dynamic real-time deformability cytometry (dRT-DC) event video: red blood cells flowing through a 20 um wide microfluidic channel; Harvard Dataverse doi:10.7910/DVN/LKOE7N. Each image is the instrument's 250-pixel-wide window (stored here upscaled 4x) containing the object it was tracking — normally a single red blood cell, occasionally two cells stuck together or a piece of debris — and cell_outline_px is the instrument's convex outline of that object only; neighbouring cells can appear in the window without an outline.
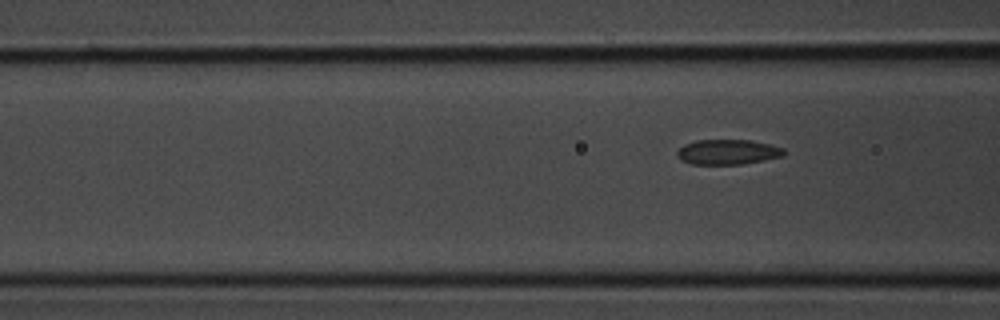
{"species": "common noctule bat (a hibernating species)", "species_latin": "Nyctalus noctula", "temperature_condition": "room temperature", "stored_images_in_passage": 4, "camera_frame_rate_fps": 3000, "um_per_image_px": 0.085, "animal": {"sex": "male", "body_mass_g": 20.1, "forearm_length_mm": 53.5}, "frame": {"image": 1, "passage_image": 4, "time_ms": 1.0, "image_size_px": [1000, 320], "cell_outline_px": [[784, 156], [764, 160], [740, 164], [692, 164], [680, 160], [676, 156], [676, 152], [684, 144], [696, 140], [748, 140], [768, 144], [784, 148]], "centroid_in_image_um": [61.82, 12.92], "position_along_channel_um": 104.8, "area_um2": 15.55}}